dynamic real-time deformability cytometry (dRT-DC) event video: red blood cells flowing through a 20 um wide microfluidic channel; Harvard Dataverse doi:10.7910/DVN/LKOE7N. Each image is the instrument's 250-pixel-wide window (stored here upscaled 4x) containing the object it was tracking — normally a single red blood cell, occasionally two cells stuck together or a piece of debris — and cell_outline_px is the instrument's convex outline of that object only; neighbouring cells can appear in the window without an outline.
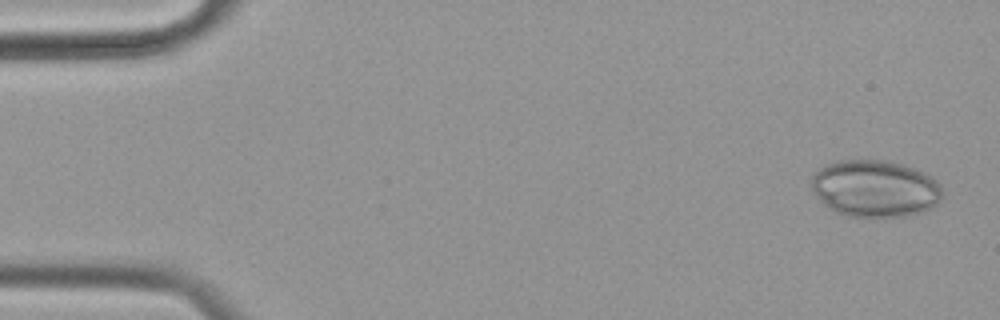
{"species": "common noctule bat (a hibernating species)", "species_latin": "Nyctalus noctula", "temperature_condition": "cold", "stored_images_in_passage": 56, "camera_frame_rate_fps": 3000, "um_per_image_px": 0.085, "animal": {"sex": "female", "body_mass_g": 19.9}, "frame": {"image": 1, "passage_image": 2, "time_ms": 0.333, "image_size_px": [1000, 320], "cell_outline_px": [[940, 200], [936, 204], [920, 212], [904, 216], [848, 216], [836, 212], [824, 204], [808, 184], [812, 176], [824, 164], [840, 160], [888, 160], [924, 172], [932, 176], [940, 184]], "centroid_in_image_um": [74.34, 16.0], "position_along_channel_um": 10.7, "area_um2": 43.23}}
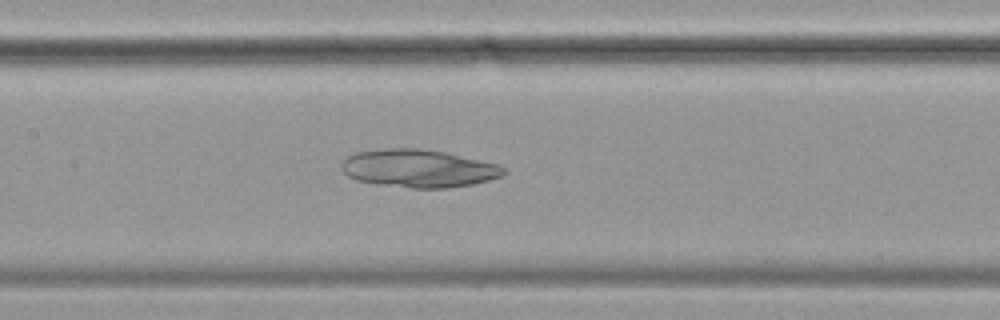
{"frame": {"image": 2, "passage_image": 26, "time_ms": 8.333, "image_size_px": [1000, 320], "cell_outline_px": [[508, 172], [504, 176], [472, 184], [448, 188], [412, 188], [380, 184], [356, 180], [348, 176], [340, 168], [340, 164], [348, 156], [356, 152], [384, 148], [420, 148], [444, 152], [496, 164], [504, 168]], "centroid_in_image_um": [35.56, 14.31], "position_along_channel_um": 171.8, "area_um2": 35.72}}
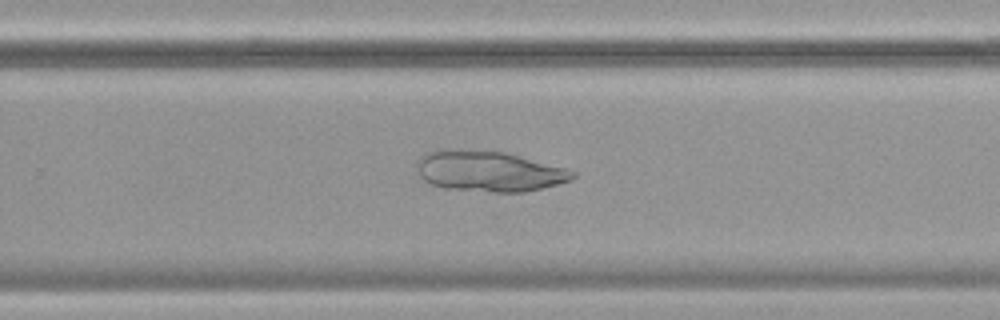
{"frame": {"image": 3, "passage_image": 36, "time_ms": 11.667, "image_size_px": [1000, 320], "cell_outline_px": [[576, 176], [572, 180], [524, 192], [496, 192], [444, 188], [432, 184], [424, 180], [420, 176], [416, 168], [416, 160], [420, 156], [428, 152], [448, 148], [504, 152], [564, 168], [576, 172]], "centroid_in_image_um": [41.5, 14.55], "position_along_channel_um": 288.3, "area_um2": 36.7}}